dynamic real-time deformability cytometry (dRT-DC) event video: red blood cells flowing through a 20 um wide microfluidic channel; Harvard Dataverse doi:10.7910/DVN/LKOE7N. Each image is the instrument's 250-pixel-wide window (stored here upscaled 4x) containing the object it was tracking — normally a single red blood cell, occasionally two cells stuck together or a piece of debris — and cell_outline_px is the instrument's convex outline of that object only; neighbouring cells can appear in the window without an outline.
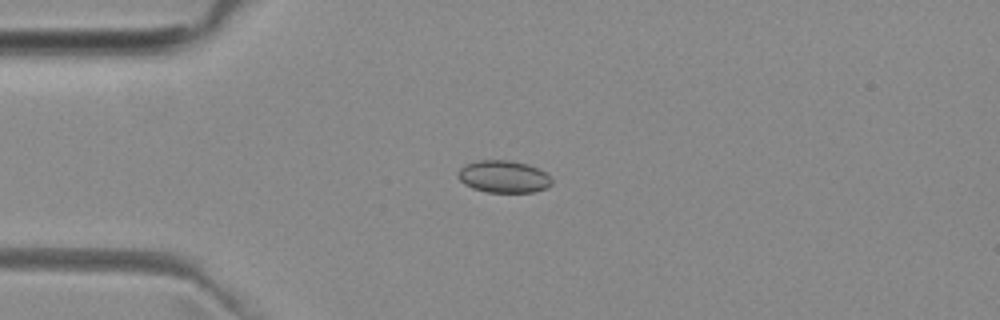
{"species": "common noctule bat (a hibernating species)", "species_latin": "Nyctalus noctula", "temperature_condition": "room temperature", "stored_images_in_passage": 3, "camera_frame_rate_fps": 3000, "um_per_image_px": 0.085, "animal": {"sex": "female", "body_mass_g": 29.2, "forearm_length_mm": 56.3}, "frame": {"image": 1, "passage_image": 3, "time_ms": 2.333, "image_size_px": [1000, 320], "cell_outline_px": [[552, 184], [548, 188], [532, 192], [488, 192], [472, 188], [464, 184], [456, 176], [460, 168], [464, 164], [480, 160], [508, 160], [528, 164], [544, 172], [552, 180]], "centroid_in_image_um": [42.78, 15.01], "position_along_channel_um": 42.2, "area_um2": 17.63}}